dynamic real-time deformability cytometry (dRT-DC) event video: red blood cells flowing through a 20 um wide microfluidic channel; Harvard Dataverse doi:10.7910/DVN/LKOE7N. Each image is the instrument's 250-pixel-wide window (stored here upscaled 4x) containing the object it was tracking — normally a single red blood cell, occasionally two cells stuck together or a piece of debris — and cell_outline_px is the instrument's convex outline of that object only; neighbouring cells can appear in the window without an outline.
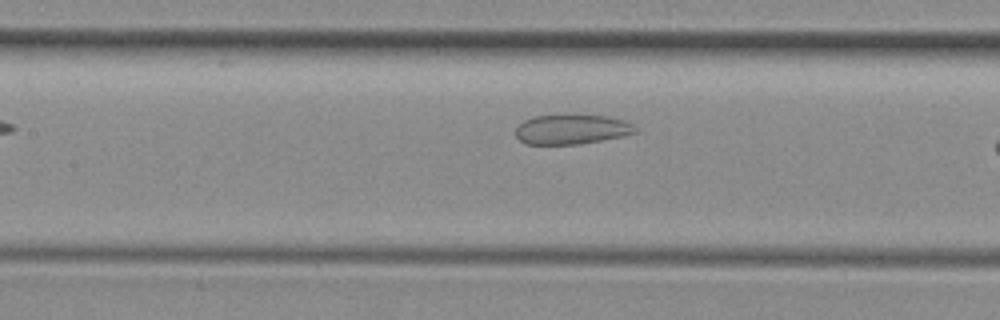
{"species": "common noctule bat (a hibernating species)", "species_latin": "Nyctalus noctula", "temperature_condition": "room temperature", "stored_images_in_passage": 14, "camera_frame_rate_fps": 3000, "um_per_image_px": 0.085, "animal": {"sex": "female", "body_mass_g": 29.2, "forearm_length_mm": 56.3}, "frame": {"image": 1, "passage_image": 7, "time_ms": 2.0, "image_size_px": [1000, 320], "cell_outline_px": [[636, 132], [624, 136], [580, 144], [524, 144], [516, 136], [516, 128], [524, 120], [536, 116], [608, 116], [624, 120], [632, 124], [636, 128]], "centroid_in_image_um": [48.6, 11.01], "position_along_channel_um": 158.8, "area_um2": 20.4}}
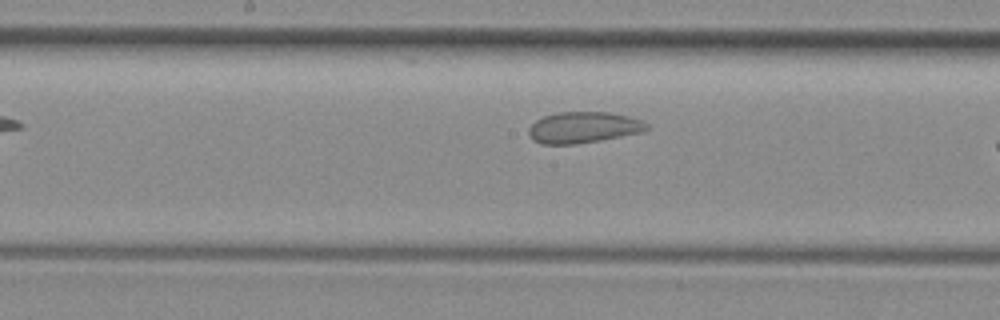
{"frame": {"image": 2, "passage_image": 10, "time_ms": 3.0, "image_size_px": [1000, 320], "cell_outline_px": [[648, 128], [640, 132], [600, 140], [576, 144], [540, 144], [532, 140], [528, 136], [528, 128], [536, 120], [544, 116], [556, 112], [608, 112], [628, 116], [640, 120], [648, 124]], "centroid_in_image_um": [49.52, 10.83], "position_along_channel_um": 198.7, "area_um2": 21.39}}